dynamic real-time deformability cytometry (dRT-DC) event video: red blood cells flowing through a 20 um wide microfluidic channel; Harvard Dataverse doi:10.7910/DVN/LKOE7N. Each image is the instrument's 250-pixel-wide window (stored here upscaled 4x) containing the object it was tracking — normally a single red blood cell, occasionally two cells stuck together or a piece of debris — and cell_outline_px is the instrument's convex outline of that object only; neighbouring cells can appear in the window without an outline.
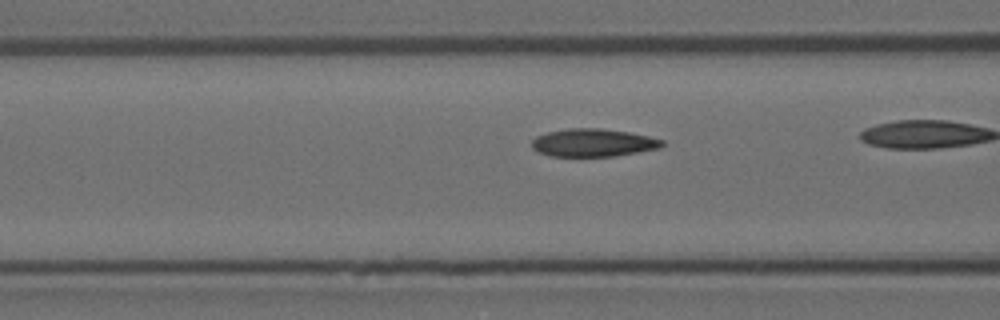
{"species": "Egyptian fruit bat (a non-hibernating species)", "species_latin": "Rousettus aegyptiacus", "temperature_condition": "room temperature", "stored_images_in_passage": 30, "camera_frame_rate_fps": 3000, "um_per_image_px": 0.085, "animal": {"sex": "female"}, "frame": {"image": 1, "passage_image": 9, "time_ms": 2.667, "image_size_px": [1000, 320], "cell_outline_px": [[664, 144], [660, 148], [616, 156], [552, 156], [540, 152], [532, 148], [532, 140], [536, 136], [548, 132], [568, 128], [600, 128], [628, 132], [648, 136], [664, 140]], "centroid_in_image_um": [50.43, 12.13], "position_along_channel_um": 116.2, "area_um2": 21.1}}
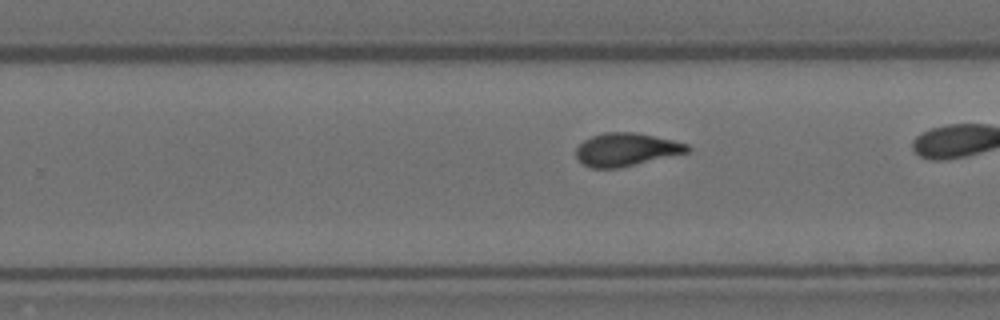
{"frame": {"image": 2, "passage_image": 22, "time_ms": 7.0, "image_size_px": [1000, 320], "cell_outline_px": [[692, 148], [688, 152], [620, 168], [592, 168], [584, 164], [576, 156], [576, 148], [584, 140], [592, 136], [604, 132], [636, 132], [672, 140], [688, 144]], "centroid_in_image_um": [53.23, 12.71], "position_along_channel_um": 276.6, "area_um2": 21.33}}